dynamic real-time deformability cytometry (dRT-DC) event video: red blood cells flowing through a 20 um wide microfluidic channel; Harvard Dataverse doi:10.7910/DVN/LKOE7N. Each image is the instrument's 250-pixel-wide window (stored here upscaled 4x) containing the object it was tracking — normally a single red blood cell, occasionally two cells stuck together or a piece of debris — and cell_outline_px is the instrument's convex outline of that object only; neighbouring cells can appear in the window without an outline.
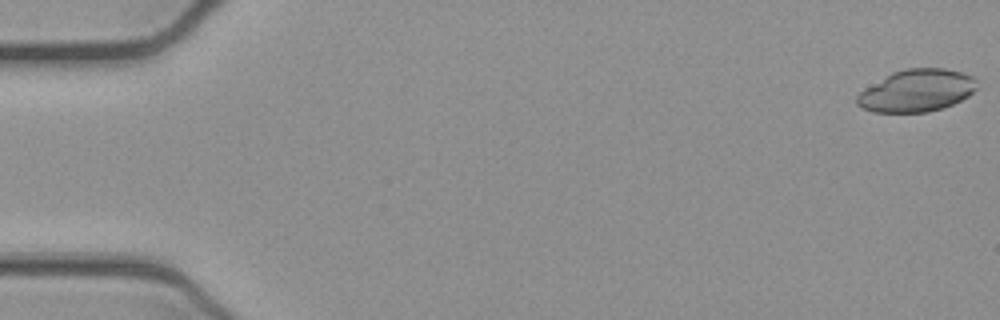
{"species": "common noctule bat (a hibernating species)", "species_latin": "Nyctalus noctula", "temperature_condition": "cold", "stored_images_in_passage": 52, "camera_frame_rate_fps": 3000, "um_per_image_px": 0.085, "animal": {"sex": "female", "body_mass_g": 21.9}, "frame": {"image": 1, "passage_image": 1, "time_ms": 0.0, "image_size_px": [1000, 320], "cell_outline_px": [[976, 88], [968, 96], [952, 104], [928, 112], [872, 112], [856, 104], [856, 96], [864, 88], [892, 72], [908, 68], [944, 68], [960, 72], [972, 76], [976, 80]], "centroid_in_image_um": [77.88, 7.7], "position_along_channel_um": 7.1, "area_um2": 29.36}}